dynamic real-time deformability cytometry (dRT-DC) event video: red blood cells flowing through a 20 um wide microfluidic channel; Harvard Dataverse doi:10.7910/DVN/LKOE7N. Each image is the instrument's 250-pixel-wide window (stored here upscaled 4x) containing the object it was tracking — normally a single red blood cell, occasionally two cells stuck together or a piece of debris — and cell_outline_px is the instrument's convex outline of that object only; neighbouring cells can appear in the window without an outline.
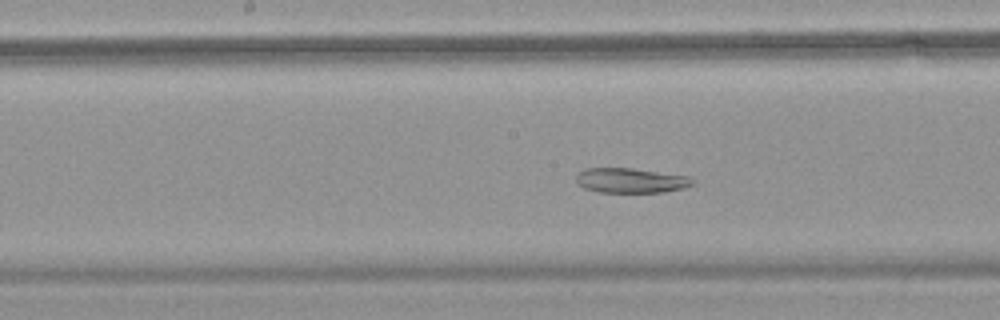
{"species": "common noctule bat (a hibernating species)", "species_latin": "Nyctalus noctula", "temperature_condition": "warm", "stored_images_in_passage": 53, "camera_frame_rate_fps": 3000, "um_per_image_px": 0.085, "animal": {"sex": "female", "body_mass_g": 18.4}, "frame": {"image": 1, "passage_image": 26, "time_ms": 8.333, "image_size_px": [1000, 320], "cell_outline_px": [[696, 184], [664, 192], [596, 192], [584, 188], [576, 184], [576, 172], [584, 168], [632, 168], [688, 176], [696, 180]], "centroid_in_image_um": [53.57, 15.33], "position_along_channel_um": 194.6, "area_um2": 17.05}}
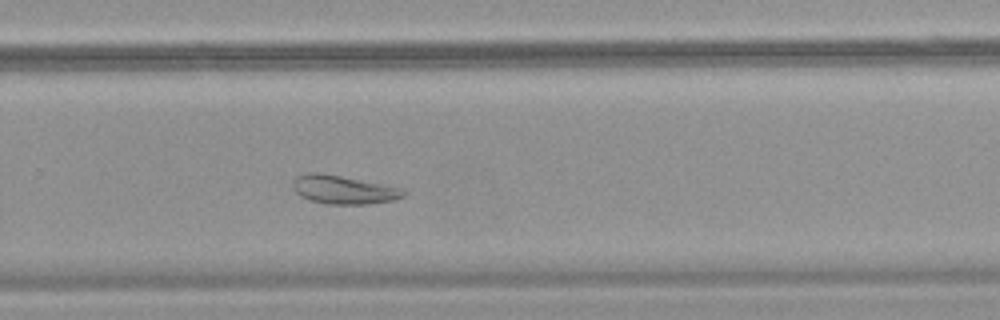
{"frame": {"image": 2, "passage_image": 35, "time_ms": 11.333, "image_size_px": [1000, 320], "cell_outline_px": [[408, 192], [404, 196], [392, 200], [368, 204], [324, 204], [300, 196], [292, 188], [292, 184], [296, 176], [308, 172], [316, 172], [340, 176], [404, 188]], "centroid_in_image_um": [29.2, 16.12], "position_along_channel_um": 300.6, "area_um2": 18.38}}
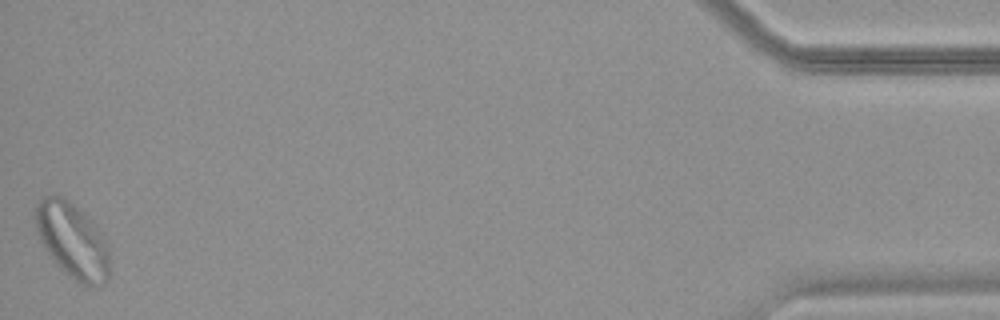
{"frame": {"image": 3, "passage_image": 53, "time_ms": 17.333, "image_size_px": [1000, 320], "cell_outline_px": [[108, 280], [104, 284], [92, 288], [88, 288], [80, 284], [64, 272], [60, 268], [48, 252], [40, 240], [36, 228], [36, 204], [44, 196], [52, 192], [68, 200], [104, 236], [108, 248]], "centroid_in_image_um": [6.15, 20.49], "position_along_channel_um": 429.0, "area_um2": 32.14}, "authors_computed_cell_mechanics": {"area_um2": 25.8944, "velocity_mm_per_s": 3.5425, "shape_relaxation_time_tau1_ms": null, "shape_relaxation_time_tau2_ms": 4.2037, "deformation_change_tau1": null, "deformation_change_tau2": 0.1051}}